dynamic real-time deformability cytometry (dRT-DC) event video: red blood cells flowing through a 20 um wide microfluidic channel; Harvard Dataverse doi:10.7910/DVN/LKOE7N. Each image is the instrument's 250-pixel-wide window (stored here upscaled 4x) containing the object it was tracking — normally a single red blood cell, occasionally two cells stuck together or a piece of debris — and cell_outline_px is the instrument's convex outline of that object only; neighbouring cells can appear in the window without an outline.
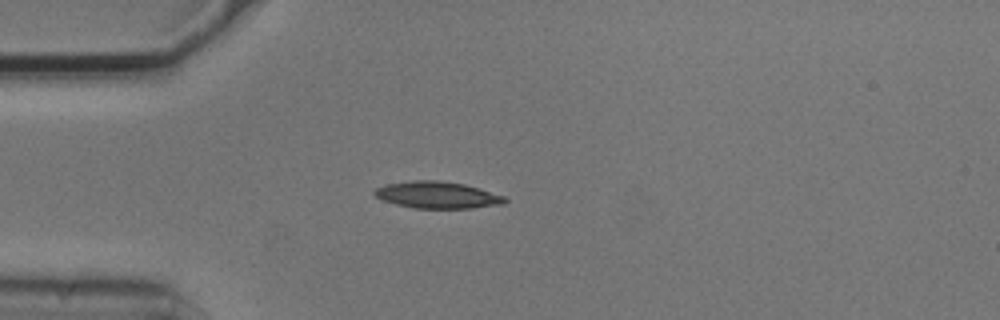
{"species": "common noctule bat (a hibernating species)", "species_latin": "Nyctalus noctula", "temperature_condition": "cold", "stored_images_in_passage": 7, "camera_frame_rate_fps": 3000, "um_per_image_px": 0.085, "animal": {"sex": "male", "body_mass_g": 20.5, "forearm_length_mm": 52.5}, "frame": {"image": 1, "passage_image": 5, "time_ms": 1.333, "image_size_px": [1000, 320], "cell_outline_px": [[508, 200], [504, 204], [472, 208], [412, 208], [396, 204], [384, 200], [376, 196], [372, 192], [376, 188], [388, 184], [412, 180], [436, 180], [464, 184], [480, 188], [504, 196]], "centroid_in_image_um": [37.2, 16.57], "position_along_channel_um": 47.8, "area_um2": 20.29}}